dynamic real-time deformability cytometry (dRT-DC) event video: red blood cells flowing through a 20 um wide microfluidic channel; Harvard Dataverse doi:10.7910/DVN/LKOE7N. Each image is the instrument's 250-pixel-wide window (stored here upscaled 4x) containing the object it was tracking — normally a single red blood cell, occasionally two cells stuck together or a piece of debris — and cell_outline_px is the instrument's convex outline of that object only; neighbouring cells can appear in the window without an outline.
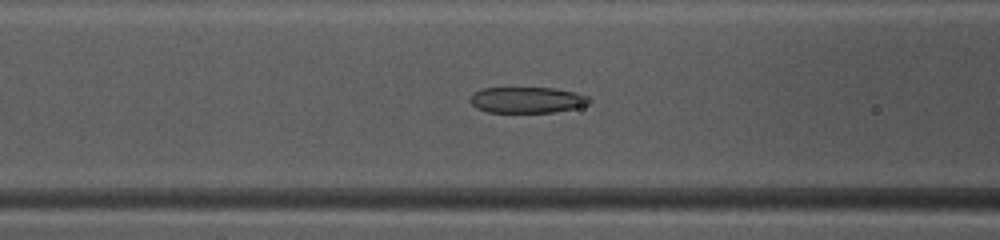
{"species": "common noctule bat (a hibernating species)", "species_latin": "Nyctalus noctula", "temperature_condition": "warm", "stored_images_in_passage": 47, "camera_frame_rate_fps": 3000, "um_per_image_px": 0.085, "animal": {"sex": "female", "body_mass_g": 10.0, "forearm_length_mm": 53.1}, "frame": {"image": 1, "passage_image": 19, "time_ms": 6.0, "image_size_px": [1000, 240], "cell_outline_px": [[592, 100], [588, 104], [556, 112], [488, 112], [476, 108], [472, 104], [472, 96], [476, 92], [484, 88], [552, 88], [576, 92], [588, 96]], "centroid_in_image_um": [44.84, 8.5], "position_along_channel_um": 121.8, "area_um2": 17.8}}
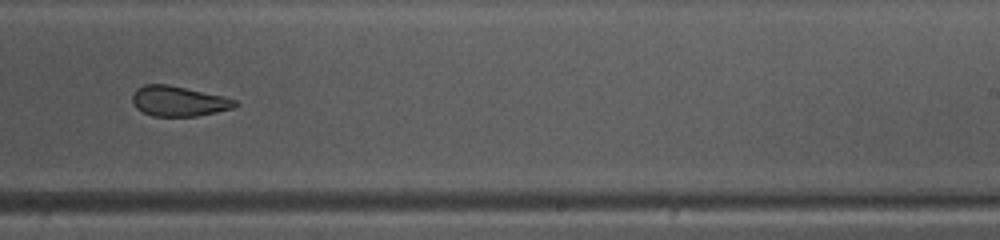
{"frame": {"image": 2, "passage_image": 30, "time_ms": 9.667, "image_size_px": [1000, 240], "cell_outline_px": [[240, 104], [232, 108], [216, 112], [196, 116], [152, 116], [136, 108], [132, 104], [132, 96], [136, 88], [144, 84], [168, 84], [224, 96], [236, 100]], "centroid_in_image_um": [15.17, 8.59], "position_along_channel_um": 273.8, "area_um2": 18.15}}
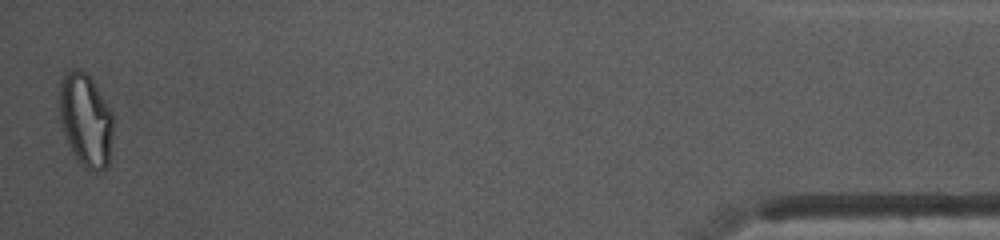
{"frame": {"image": 3, "passage_image": 47, "time_ms": 15.333, "image_size_px": [1000, 240], "cell_outline_px": [[112, 136], [108, 164], [104, 168], [96, 172], [88, 172], [84, 168], [72, 152], [60, 128], [56, 96], [60, 80], [68, 72], [80, 68], [92, 80], [112, 112]], "centroid_in_image_um": [7.22, 10.21], "position_along_channel_um": 428.0, "area_um2": 29.77}, "authors_computed_cell_mechanics": {"area_um2": 20.9236, "velocity_mm_per_s": 4.1462, "shape_relaxation_time_tau1_ms": 5.9644, "shape_relaxation_time_tau2_ms": 1.9369, "deformation_change_tau1": 0.1887, "deformation_change_tau2": 0.0908}}